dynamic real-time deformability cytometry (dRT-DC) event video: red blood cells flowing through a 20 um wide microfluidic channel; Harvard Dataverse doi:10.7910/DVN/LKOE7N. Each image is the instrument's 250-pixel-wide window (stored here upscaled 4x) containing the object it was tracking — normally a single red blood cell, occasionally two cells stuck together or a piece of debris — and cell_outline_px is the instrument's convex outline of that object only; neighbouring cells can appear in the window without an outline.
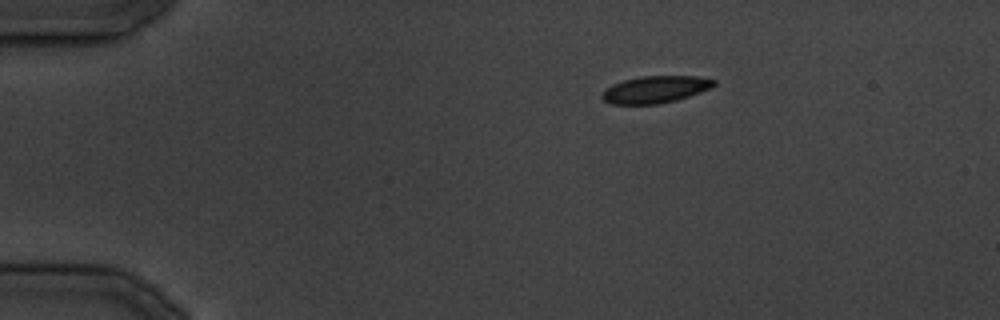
{"species": "common noctule bat (a hibernating species)", "species_latin": "Nyctalus noctula", "temperature_condition": "cold", "stored_images_in_passage": 29, "camera_frame_rate_fps": 3000, "um_per_image_px": 0.085, "animal": {"sex": "male", "body_mass_g": 19.5, "forearm_length_mm": 54.6}, "frame": {"image": 1, "passage_image": 1, "time_ms": 0.0, "image_size_px": [1000, 320], "cell_outline_px": [[716, 84], [700, 92], [676, 100], [656, 104], [612, 104], [604, 100], [600, 96], [604, 88], [612, 84], [624, 80], [640, 76], [696, 76], [716, 80]], "centroid_in_image_um": [55.65, 7.6], "position_along_channel_um": 29.3, "area_um2": 17.57}}
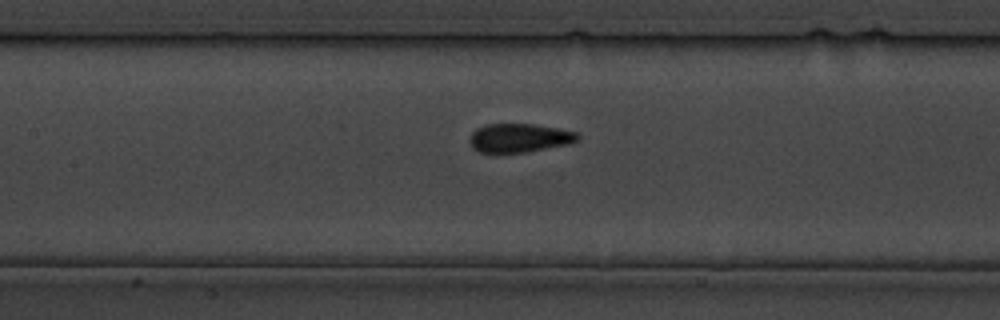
{"frame": {"image": 2, "passage_image": 11, "time_ms": 12.667, "image_size_px": [1000, 320], "cell_outline_px": [[580, 140], [568, 144], [528, 152], [476, 152], [472, 148], [468, 140], [472, 132], [476, 128], [484, 124], [532, 124], [556, 128], [576, 132], [580, 136]], "centroid_in_image_um": [44.11, 11.72], "position_along_channel_um": 163.3, "area_um2": 18.21}}
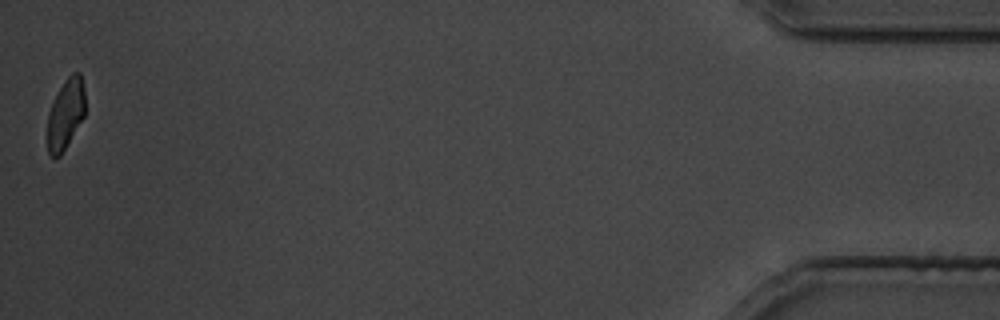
{"frame": {"image": 3, "passage_image": 29, "time_ms": 35.0, "image_size_px": [1000, 320], "cell_outline_px": [[84, 116], [60, 156], [52, 156], [48, 152], [48, 112], [52, 100], [64, 80], [72, 72], [80, 72], [84, 88]], "centroid_in_image_um": [5.57, 9.64], "position_along_channel_um": 429.6, "area_um2": 15.32}}